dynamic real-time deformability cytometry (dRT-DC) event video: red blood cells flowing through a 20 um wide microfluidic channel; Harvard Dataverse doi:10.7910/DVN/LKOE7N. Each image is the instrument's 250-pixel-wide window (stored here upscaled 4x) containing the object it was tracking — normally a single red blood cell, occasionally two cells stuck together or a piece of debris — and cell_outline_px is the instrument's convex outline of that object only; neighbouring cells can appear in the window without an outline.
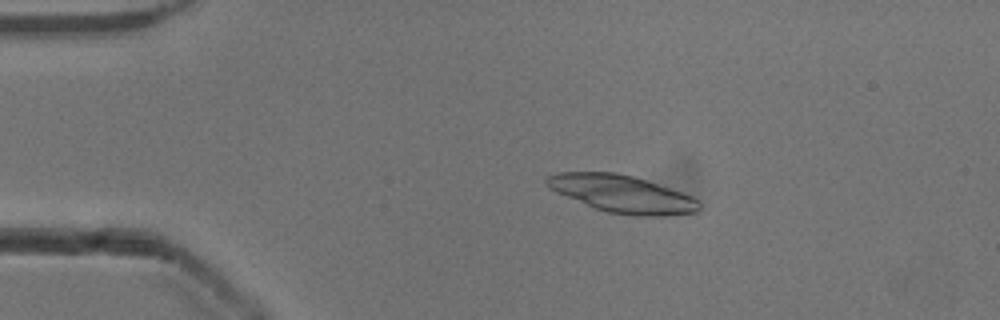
{"species": "common noctule bat (a hibernating species)", "species_latin": "Nyctalus noctula", "temperature_condition": "cold", "stored_images_in_passage": 43, "camera_frame_rate_fps": 3000, "um_per_image_px": 0.085, "animal": {"sex": "male", "body_mass_g": 13.3}, "frame": {"image": 1, "passage_image": 1, "time_ms": 0.0, "image_size_px": [1000, 320], "cell_outline_px": [[700, 208], [696, 212], [668, 216], [632, 216], [608, 212], [596, 208], [556, 192], [548, 188], [544, 184], [544, 180], [548, 176], [556, 172], [616, 172], [632, 176], [692, 196], [700, 204]], "centroid_in_image_um": [52.84, 16.48], "position_along_channel_um": 32.2, "area_um2": 32.95}}